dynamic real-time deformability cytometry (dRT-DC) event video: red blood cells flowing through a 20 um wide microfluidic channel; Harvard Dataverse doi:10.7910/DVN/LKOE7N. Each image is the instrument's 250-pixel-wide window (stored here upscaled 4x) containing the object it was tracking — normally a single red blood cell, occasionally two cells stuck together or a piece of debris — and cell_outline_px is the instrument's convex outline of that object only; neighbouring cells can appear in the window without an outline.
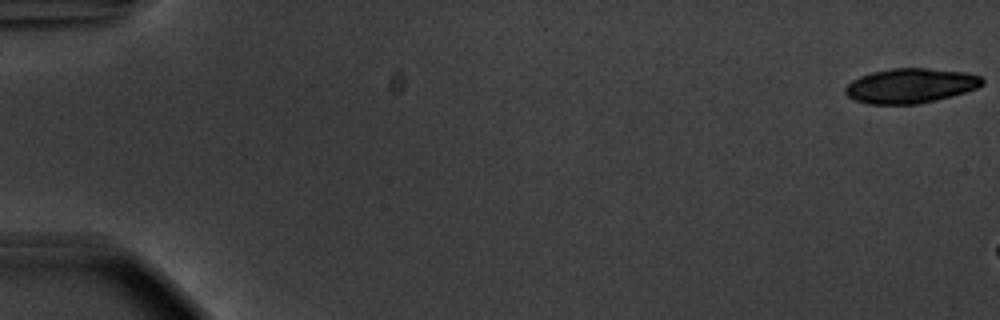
{"species": "common noctule bat (a hibernating species)", "species_latin": "Nyctalus noctula", "temperature_condition": "warm", "stored_images_in_passage": 15, "camera_frame_rate_fps": 3000, "um_per_image_px": 0.085, "animal": {"sex": "male", "body_mass_g": 20.1, "forearm_length_mm": 53.5}, "frame": {"image": 1, "passage_image": 1, "time_ms": 0.0, "image_size_px": [1000, 320], "cell_outline_px": [[984, 84], [976, 88], [952, 96], [936, 100], [916, 104], [868, 104], [856, 100], [848, 96], [844, 92], [844, 88], [852, 80], [860, 76], [872, 72], [892, 68], [924, 68], [968, 72], [980, 76], [984, 80]], "centroid_in_image_um": [77.39, 7.28], "position_along_channel_um": 7.6, "area_um2": 27.74}}